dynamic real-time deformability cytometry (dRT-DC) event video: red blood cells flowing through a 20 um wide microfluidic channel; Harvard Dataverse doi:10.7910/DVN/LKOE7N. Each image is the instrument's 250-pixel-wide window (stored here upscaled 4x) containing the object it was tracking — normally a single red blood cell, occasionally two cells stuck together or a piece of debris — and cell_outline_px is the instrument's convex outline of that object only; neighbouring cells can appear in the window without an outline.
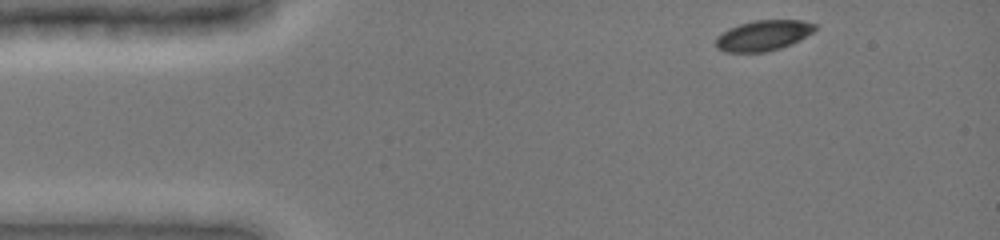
{"species": "common noctule bat (a hibernating species)", "species_latin": "Nyctalus noctula", "temperature_condition": "cold", "stored_images_in_passage": 8, "camera_frame_rate_fps": 3000, "um_per_image_px": 0.085, "animal": {"sex": "female", "body_mass_g": 19.0, "forearm_length_mm": 51.5}, "frame": {"image": 1, "passage_image": 1, "time_ms": 0.0, "image_size_px": [1000, 240], "cell_outline_px": [[816, 28], [812, 32], [800, 40], [792, 44], [780, 48], [764, 52], [724, 52], [716, 48], [716, 36], [728, 28], [740, 24], [756, 20], [800, 20], [816, 24]], "centroid_in_image_um": [64.85, 3.02], "position_along_channel_um": 20.1, "area_um2": 17.63}}
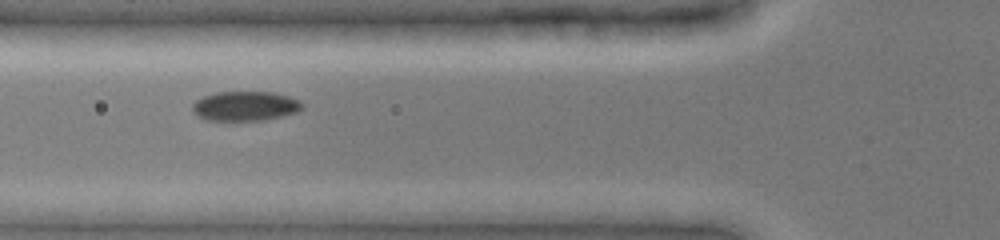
{"frame": {"image": 2, "passage_image": 5, "time_ms": 1.333, "image_size_px": [1000, 240], "cell_outline_px": [[304, 108], [296, 112], [264, 120], [208, 120], [196, 116], [192, 112], [192, 104], [196, 100], [204, 96], [216, 92], [272, 92], [288, 96], [304, 104]], "centroid_in_image_um": [20.8, 9.01], "position_along_channel_um": 105.0, "area_um2": 18.84}}
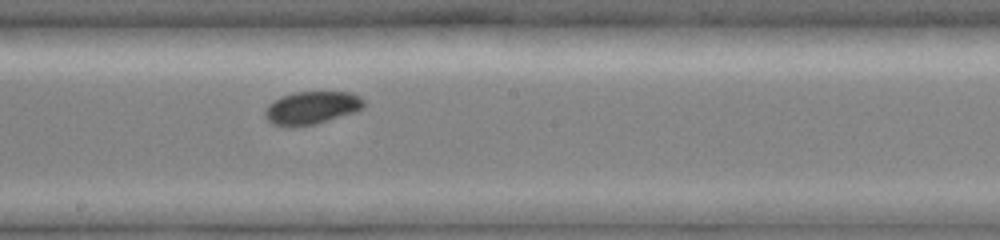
{"frame": {"image": 3, "passage_image": 8, "time_ms": 2.333, "image_size_px": [1000, 240], "cell_outline_px": [[364, 104], [356, 112], [316, 124], [296, 128], [292, 128], [272, 124], [264, 116], [264, 108], [272, 100], [280, 96], [296, 92], [352, 92], [360, 96], [364, 100]], "centroid_in_image_um": [26.44, 9.18], "position_along_channel_um": 221.8, "area_um2": 19.36}}